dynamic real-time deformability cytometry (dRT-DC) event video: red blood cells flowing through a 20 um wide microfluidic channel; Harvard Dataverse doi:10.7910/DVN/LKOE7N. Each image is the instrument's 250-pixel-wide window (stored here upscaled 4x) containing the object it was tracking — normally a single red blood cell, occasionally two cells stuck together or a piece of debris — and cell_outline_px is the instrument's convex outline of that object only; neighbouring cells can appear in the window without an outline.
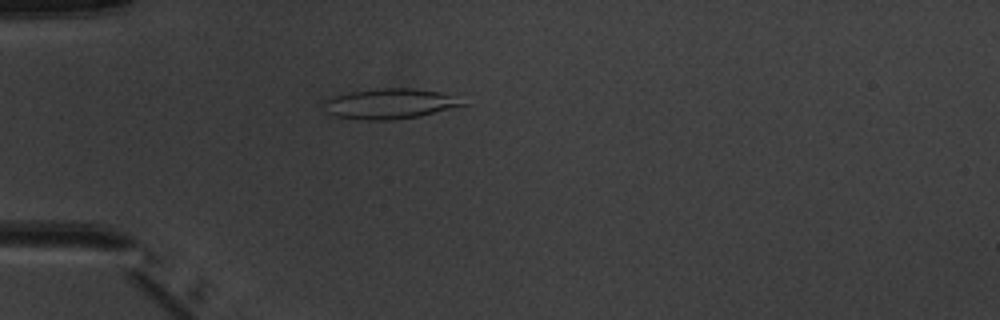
{"species": "common noctule bat (a hibernating species)", "species_latin": "Nyctalus noctula", "temperature_condition": "warm", "stored_images_in_passage": 1, "camera_frame_rate_fps": 3000, "um_per_image_px": 0.085, "animal": {"sex": "male", "body_mass_g": 20.1, "forearm_length_mm": 53.5}, "frame": {"image": 1, "passage_image": 1, "time_ms": 0.0, "image_size_px": [1000, 320], "cell_outline_px": [[468, 104], [420, 116], [392, 120], [368, 120], [332, 116], [328, 112], [324, 100], [336, 96], [352, 92], [376, 88], [416, 88], [440, 92]], "centroid_in_image_um": [33.13, 8.82], "position_along_channel_um": 51.9, "area_um2": 24.04}}